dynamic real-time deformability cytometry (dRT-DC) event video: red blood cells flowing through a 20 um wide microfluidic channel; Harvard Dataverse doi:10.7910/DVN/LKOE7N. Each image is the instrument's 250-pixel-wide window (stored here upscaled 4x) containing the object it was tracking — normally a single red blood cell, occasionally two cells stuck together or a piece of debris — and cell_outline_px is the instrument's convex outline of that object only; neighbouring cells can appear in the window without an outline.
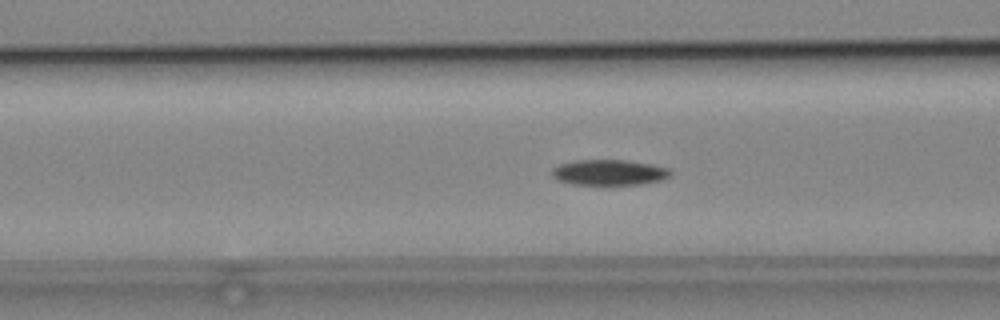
{"species": "common noctule bat (a hibernating species)", "species_latin": "Nyctalus noctula", "temperature_condition": "cold", "stored_images_in_passage": 54, "camera_frame_rate_fps": 3000, "um_per_image_px": 0.085, "animal": {"sex": "male", "body_mass_g": 19.2, "forearm_length_mm": 51.8}, "frame": {"image": 1, "passage_image": 21, "time_ms": 6.667, "image_size_px": [1000, 320], "cell_outline_px": [[672, 176], [660, 180], [644, 184], [604, 188], [576, 184], [556, 180], [552, 176], [552, 168], [560, 164], [576, 160], [628, 160], [668, 168], [672, 172]], "centroid_in_image_um": [51.77, 14.71], "position_along_channel_um": 114.8, "area_um2": 18.55}}
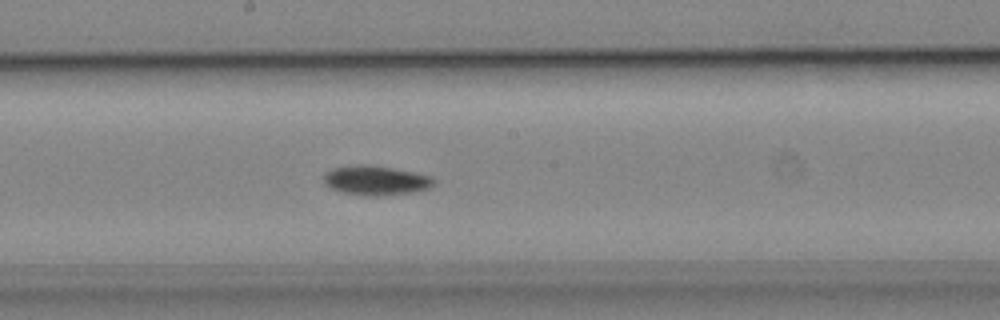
{"frame": {"image": 2, "passage_image": 29, "time_ms": 9.333, "image_size_px": [1000, 320], "cell_outline_px": [[432, 184], [428, 188], [412, 192], [376, 196], [368, 196], [344, 192], [332, 188], [324, 184], [324, 172], [332, 168], [360, 164], [364, 164], [392, 168], [432, 176]], "centroid_in_image_um": [31.89, 15.33], "position_along_channel_um": 216.3, "area_um2": 18.55}}
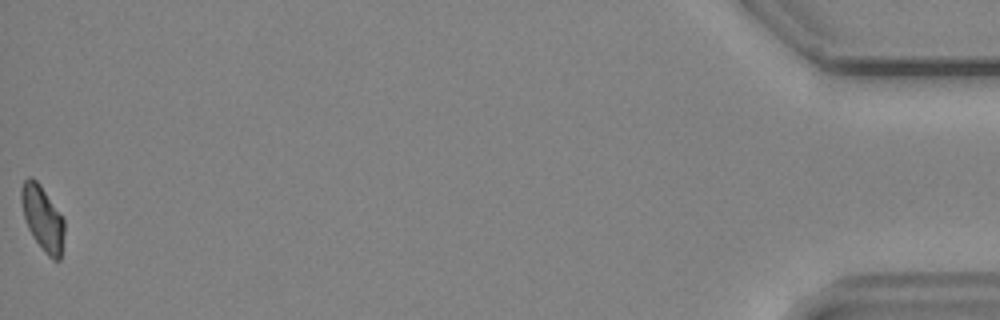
{"frame": {"image": 3, "passage_image": 54, "time_ms": 17.667, "image_size_px": [1000, 320], "cell_outline_px": [[64, 232], [60, 260], [52, 260], [44, 252], [28, 228], [24, 216], [20, 200], [20, 192], [24, 180], [28, 176], [32, 176], [40, 184], [64, 220]], "centroid_in_image_um": [3.6, 18.54], "position_along_channel_um": 431.6, "area_um2": 16.07}, "authors_computed_cell_mechanics": {"area_um2": 17.1377, "velocity_mm_per_s": 3.794, "shape_relaxation_time_tau1_ms": 5.3743, "shape_relaxation_time_tau2_ms": null, "deformation_change_tau1": 0.1098, "deformation_change_tau2": null}}